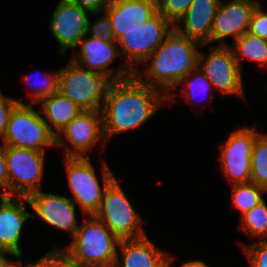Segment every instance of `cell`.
I'll return each instance as SVG.
<instances>
[{
  "label": "cell",
  "mask_w": 267,
  "mask_h": 267,
  "mask_svg": "<svg viewBox=\"0 0 267 267\" xmlns=\"http://www.w3.org/2000/svg\"><path fill=\"white\" fill-rule=\"evenodd\" d=\"M59 74L60 71L54 72L53 74H46L43 75V80L35 82V79H32V75L27 79V85H34L36 84V87L30 88L32 99L30 101V104L32 103H39L42 99L50 96L51 94L58 92V85H59ZM30 82V83H29ZM41 82V83H40Z\"/></svg>",
  "instance_id": "27"
},
{
  "label": "cell",
  "mask_w": 267,
  "mask_h": 267,
  "mask_svg": "<svg viewBox=\"0 0 267 267\" xmlns=\"http://www.w3.org/2000/svg\"><path fill=\"white\" fill-rule=\"evenodd\" d=\"M24 201L35 212L31 217H38L46 224L67 231L74 237L79 224L75 214L76 204L71 198L37 191L25 197Z\"/></svg>",
  "instance_id": "14"
},
{
  "label": "cell",
  "mask_w": 267,
  "mask_h": 267,
  "mask_svg": "<svg viewBox=\"0 0 267 267\" xmlns=\"http://www.w3.org/2000/svg\"><path fill=\"white\" fill-rule=\"evenodd\" d=\"M23 200L25 197L0 196V253L22 255L19 240L24 222L31 218Z\"/></svg>",
  "instance_id": "17"
},
{
  "label": "cell",
  "mask_w": 267,
  "mask_h": 267,
  "mask_svg": "<svg viewBox=\"0 0 267 267\" xmlns=\"http://www.w3.org/2000/svg\"><path fill=\"white\" fill-rule=\"evenodd\" d=\"M88 13L71 0H59L50 19V30L61 47L60 53L66 55L68 48H77L78 43L87 34Z\"/></svg>",
  "instance_id": "13"
},
{
  "label": "cell",
  "mask_w": 267,
  "mask_h": 267,
  "mask_svg": "<svg viewBox=\"0 0 267 267\" xmlns=\"http://www.w3.org/2000/svg\"><path fill=\"white\" fill-rule=\"evenodd\" d=\"M234 43L235 45L229 47L240 68L241 59L244 58L259 63L261 67H267V40L246 32Z\"/></svg>",
  "instance_id": "22"
},
{
  "label": "cell",
  "mask_w": 267,
  "mask_h": 267,
  "mask_svg": "<svg viewBox=\"0 0 267 267\" xmlns=\"http://www.w3.org/2000/svg\"><path fill=\"white\" fill-rule=\"evenodd\" d=\"M78 45L80 50L75 52L76 54L71 60L80 67L99 74L111 75L116 80H122L134 75V72L126 63L121 65L117 71L111 69L112 62L117 57H121L117 42H103L101 39L93 38L86 34Z\"/></svg>",
  "instance_id": "12"
},
{
  "label": "cell",
  "mask_w": 267,
  "mask_h": 267,
  "mask_svg": "<svg viewBox=\"0 0 267 267\" xmlns=\"http://www.w3.org/2000/svg\"><path fill=\"white\" fill-rule=\"evenodd\" d=\"M241 228L250 237L265 240L267 236V204L265 200L241 217Z\"/></svg>",
  "instance_id": "25"
},
{
  "label": "cell",
  "mask_w": 267,
  "mask_h": 267,
  "mask_svg": "<svg viewBox=\"0 0 267 267\" xmlns=\"http://www.w3.org/2000/svg\"><path fill=\"white\" fill-rule=\"evenodd\" d=\"M267 190L255 183L232 184V204L245 215L254 206L264 201L263 193Z\"/></svg>",
  "instance_id": "23"
},
{
  "label": "cell",
  "mask_w": 267,
  "mask_h": 267,
  "mask_svg": "<svg viewBox=\"0 0 267 267\" xmlns=\"http://www.w3.org/2000/svg\"><path fill=\"white\" fill-rule=\"evenodd\" d=\"M68 184L83 213L92 216L99 210L107 187L116 179L106 161L102 166L101 187L96 171L88 157H65Z\"/></svg>",
  "instance_id": "5"
},
{
  "label": "cell",
  "mask_w": 267,
  "mask_h": 267,
  "mask_svg": "<svg viewBox=\"0 0 267 267\" xmlns=\"http://www.w3.org/2000/svg\"><path fill=\"white\" fill-rule=\"evenodd\" d=\"M39 104H41L39 108L41 114L47 118L45 119V117H43L44 121L49 126V129L56 135V147L65 146L64 139L58 136L53 127L60 133L76 116L83 112V110L60 92H55L42 99ZM47 120L51 125H49Z\"/></svg>",
  "instance_id": "21"
},
{
  "label": "cell",
  "mask_w": 267,
  "mask_h": 267,
  "mask_svg": "<svg viewBox=\"0 0 267 267\" xmlns=\"http://www.w3.org/2000/svg\"><path fill=\"white\" fill-rule=\"evenodd\" d=\"M220 2L221 0H193L178 21L182 20L183 26L175 24L174 29L204 45L211 43V31Z\"/></svg>",
  "instance_id": "19"
},
{
  "label": "cell",
  "mask_w": 267,
  "mask_h": 267,
  "mask_svg": "<svg viewBox=\"0 0 267 267\" xmlns=\"http://www.w3.org/2000/svg\"><path fill=\"white\" fill-rule=\"evenodd\" d=\"M78 4L81 8L90 11L92 14H100L104 12L111 0H71Z\"/></svg>",
  "instance_id": "34"
},
{
  "label": "cell",
  "mask_w": 267,
  "mask_h": 267,
  "mask_svg": "<svg viewBox=\"0 0 267 267\" xmlns=\"http://www.w3.org/2000/svg\"><path fill=\"white\" fill-rule=\"evenodd\" d=\"M120 239L94 215L86 219L64 251L79 267H114Z\"/></svg>",
  "instance_id": "3"
},
{
  "label": "cell",
  "mask_w": 267,
  "mask_h": 267,
  "mask_svg": "<svg viewBox=\"0 0 267 267\" xmlns=\"http://www.w3.org/2000/svg\"><path fill=\"white\" fill-rule=\"evenodd\" d=\"M32 104L19 103L12 111L5 137L4 146L32 149L45 152V147H56V135L49 129L41 112Z\"/></svg>",
  "instance_id": "6"
},
{
  "label": "cell",
  "mask_w": 267,
  "mask_h": 267,
  "mask_svg": "<svg viewBox=\"0 0 267 267\" xmlns=\"http://www.w3.org/2000/svg\"><path fill=\"white\" fill-rule=\"evenodd\" d=\"M116 81L111 75L92 72L70 60L60 70L58 92L83 111L102 110L103 101Z\"/></svg>",
  "instance_id": "4"
},
{
  "label": "cell",
  "mask_w": 267,
  "mask_h": 267,
  "mask_svg": "<svg viewBox=\"0 0 267 267\" xmlns=\"http://www.w3.org/2000/svg\"><path fill=\"white\" fill-rule=\"evenodd\" d=\"M70 143L65 157H88L86 155L98 141L105 143L102 111H83L76 116L61 132Z\"/></svg>",
  "instance_id": "15"
},
{
  "label": "cell",
  "mask_w": 267,
  "mask_h": 267,
  "mask_svg": "<svg viewBox=\"0 0 267 267\" xmlns=\"http://www.w3.org/2000/svg\"><path fill=\"white\" fill-rule=\"evenodd\" d=\"M4 257H5L4 254H3V253H0V262H1V260H2Z\"/></svg>",
  "instance_id": "39"
},
{
  "label": "cell",
  "mask_w": 267,
  "mask_h": 267,
  "mask_svg": "<svg viewBox=\"0 0 267 267\" xmlns=\"http://www.w3.org/2000/svg\"><path fill=\"white\" fill-rule=\"evenodd\" d=\"M193 0H156L158 12L173 25L187 12Z\"/></svg>",
  "instance_id": "28"
},
{
  "label": "cell",
  "mask_w": 267,
  "mask_h": 267,
  "mask_svg": "<svg viewBox=\"0 0 267 267\" xmlns=\"http://www.w3.org/2000/svg\"><path fill=\"white\" fill-rule=\"evenodd\" d=\"M260 2L255 0H221L211 31V43L220 41L218 46H229L224 40L232 36L234 41L248 32L249 22L255 7Z\"/></svg>",
  "instance_id": "16"
},
{
  "label": "cell",
  "mask_w": 267,
  "mask_h": 267,
  "mask_svg": "<svg viewBox=\"0 0 267 267\" xmlns=\"http://www.w3.org/2000/svg\"><path fill=\"white\" fill-rule=\"evenodd\" d=\"M8 173V196L27 197L40 191L45 152L4 146Z\"/></svg>",
  "instance_id": "9"
},
{
  "label": "cell",
  "mask_w": 267,
  "mask_h": 267,
  "mask_svg": "<svg viewBox=\"0 0 267 267\" xmlns=\"http://www.w3.org/2000/svg\"><path fill=\"white\" fill-rule=\"evenodd\" d=\"M0 196H8V173L4 154V145H0Z\"/></svg>",
  "instance_id": "35"
},
{
  "label": "cell",
  "mask_w": 267,
  "mask_h": 267,
  "mask_svg": "<svg viewBox=\"0 0 267 267\" xmlns=\"http://www.w3.org/2000/svg\"><path fill=\"white\" fill-rule=\"evenodd\" d=\"M45 267H79V265L64 250L54 247L45 255Z\"/></svg>",
  "instance_id": "33"
},
{
  "label": "cell",
  "mask_w": 267,
  "mask_h": 267,
  "mask_svg": "<svg viewBox=\"0 0 267 267\" xmlns=\"http://www.w3.org/2000/svg\"><path fill=\"white\" fill-rule=\"evenodd\" d=\"M249 127L233 131L220 145L219 162L224 175L234 184L251 182V155L254 142L261 134Z\"/></svg>",
  "instance_id": "10"
},
{
  "label": "cell",
  "mask_w": 267,
  "mask_h": 267,
  "mask_svg": "<svg viewBox=\"0 0 267 267\" xmlns=\"http://www.w3.org/2000/svg\"><path fill=\"white\" fill-rule=\"evenodd\" d=\"M251 183L267 190V135L260 134L251 155Z\"/></svg>",
  "instance_id": "24"
},
{
  "label": "cell",
  "mask_w": 267,
  "mask_h": 267,
  "mask_svg": "<svg viewBox=\"0 0 267 267\" xmlns=\"http://www.w3.org/2000/svg\"><path fill=\"white\" fill-rule=\"evenodd\" d=\"M104 12L111 20L116 41L126 31L149 20L158 10L156 0H111Z\"/></svg>",
  "instance_id": "18"
},
{
  "label": "cell",
  "mask_w": 267,
  "mask_h": 267,
  "mask_svg": "<svg viewBox=\"0 0 267 267\" xmlns=\"http://www.w3.org/2000/svg\"><path fill=\"white\" fill-rule=\"evenodd\" d=\"M197 71V72H195ZM181 84L182 96L186 100L196 99L197 96L206 95L214 90L211 82L206 78L204 72L199 66L182 78L178 85ZM186 84V85H185ZM213 89V90H212ZM208 92V93H207Z\"/></svg>",
  "instance_id": "26"
},
{
  "label": "cell",
  "mask_w": 267,
  "mask_h": 267,
  "mask_svg": "<svg viewBox=\"0 0 267 267\" xmlns=\"http://www.w3.org/2000/svg\"><path fill=\"white\" fill-rule=\"evenodd\" d=\"M179 267H209L205 264V262L201 260H194V261H186L185 263L181 264Z\"/></svg>",
  "instance_id": "37"
},
{
  "label": "cell",
  "mask_w": 267,
  "mask_h": 267,
  "mask_svg": "<svg viewBox=\"0 0 267 267\" xmlns=\"http://www.w3.org/2000/svg\"><path fill=\"white\" fill-rule=\"evenodd\" d=\"M262 8L261 4L255 7L249 22L248 32L267 40V12L263 11Z\"/></svg>",
  "instance_id": "31"
},
{
  "label": "cell",
  "mask_w": 267,
  "mask_h": 267,
  "mask_svg": "<svg viewBox=\"0 0 267 267\" xmlns=\"http://www.w3.org/2000/svg\"><path fill=\"white\" fill-rule=\"evenodd\" d=\"M103 13L104 16L97 19L93 24H90V21L88 22L87 35L101 39L103 42H116L112 34L111 20L105 12ZM90 32L91 35H89Z\"/></svg>",
  "instance_id": "30"
},
{
  "label": "cell",
  "mask_w": 267,
  "mask_h": 267,
  "mask_svg": "<svg viewBox=\"0 0 267 267\" xmlns=\"http://www.w3.org/2000/svg\"><path fill=\"white\" fill-rule=\"evenodd\" d=\"M94 216L120 240L147 236L141 228L144 221L133 208L117 179L105 190L101 206Z\"/></svg>",
  "instance_id": "7"
},
{
  "label": "cell",
  "mask_w": 267,
  "mask_h": 267,
  "mask_svg": "<svg viewBox=\"0 0 267 267\" xmlns=\"http://www.w3.org/2000/svg\"><path fill=\"white\" fill-rule=\"evenodd\" d=\"M167 96L140 81L135 75L117 80L103 101V131L106 141L113 135L142 126L159 108Z\"/></svg>",
  "instance_id": "1"
},
{
  "label": "cell",
  "mask_w": 267,
  "mask_h": 267,
  "mask_svg": "<svg viewBox=\"0 0 267 267\" xmlns=\"http://www.w3.org/2000/svg\"><path fill=\"white\" fill-rule=\"evenodd\" d=\"M19 103L22 102L16 98L4 96L0 92V137L2 140L6 134L11 113Z\"/></svg>",
  "instance_id": "32"
},
{
  "label": "cell",
  "mask_w": 267,
  "mask_h": 267,
  "mask_svg": "<svg viewBox=\"0 0 267 267\" xmlns=\"http://www.w3.org/2000/svg\"><path fill=\"white\" fill-rule=\"evenodd\" d=\"M17 258V261H9L6 257H4L0 262V267H22L25 264L23 263L22 255H14Z\"/></svg>",
  "instance_id": "36"
},
{
  "label": "cell",
  "mask_w": 267,
  "mask_h": 267,
  "mask_svg": "<svg viewBox=\"0 0 267 267\" xmlns=\"http://www.w3.org/2000/svg\"><path fill=\"white\" fill-rule=\"evenodd\" d=\"M23 267H45V256L37 261L27 262Z\"/></svg>",
  "instance_id": "38"
},
{
  "label": "cell",
  "mask_w": 267,
  "mask_h": 267,
  "mask_svg": "<svg viewBox=\"0 0 267 267\" xmlns=\"http://www.w3.org/2000/svg\"><path fill=\"white\" fill-rule=\"evenodd\" d=\"M243 250L249 259L250 267H267V239L245 244Z\"/></svg>",
  "instance_id": "29"
},
{
  "label": "cell",
  "mask_w": 267,
  "mask_h": 267,
  "mask_svg": "<svg viewBox=\"0 0 267 267\" xmlns=\"http://www.w3.org/2000/svg\"><path fill=\"white\" fill-rule=\"evenodd\" d=\"M118 247L121 250L123 262L117 254L114 267H170L174 261L172 256L153 244L148 236L121 240Z\"/></svg>",
  "instance_id": "20"
},
{
  "label": "cell",
  "mask_w": 267,
  "mask_h": 267,
  "mask_svg": "<svg viewBox=\"0 0 267 267\" xmlns=\"http://www.w3.org/2000/svg\"><path fill=\"white\" fill-rule=\"evenodd\" d=\"M207 56L199 52L198 66L211 82L213 88L219 89L226 95L244 97L242 68L234 58L229 46L211 47Z\"/></svg>",
  "instance_id": "11"
},
{
  "label": "cell",
  "mask_w": 267,
  "mask_h": 267,
  "mask_svg": "<svg viewBox=\"0 0 267 267\" xmlns=\"http://www.w3.org/2000/svg\"><path fill=\"white\" fill-rule=\"evenodd\" d=\"M197 46L202 47L204 44L181 35L173 29L143 62L149 65L145 72L138 68L134 75L143 83L162 91L167 96L168 103L171 100L174 101L170 91L175 89L179 81L198 66Z\"/></svg>",
  "instance_id": "2"
},
{
  "label": "cell",
  "mask_w": 267,
  "mask_h": 267,
  "mask_svg": "<svg viewBox=\"0 0 267 267\" xmlns=\"http://www.w3.org/2000/svg\"><path fill=\"white\" fill-rule=\"evenodd\" d=\"M173 29L174 25L157 12L116 40L121 57L124 54L128 57L126 64L135 72L138 69L137 64H143Z\"/></svg>",
  "instance_id": "8"
}]
</instances>
